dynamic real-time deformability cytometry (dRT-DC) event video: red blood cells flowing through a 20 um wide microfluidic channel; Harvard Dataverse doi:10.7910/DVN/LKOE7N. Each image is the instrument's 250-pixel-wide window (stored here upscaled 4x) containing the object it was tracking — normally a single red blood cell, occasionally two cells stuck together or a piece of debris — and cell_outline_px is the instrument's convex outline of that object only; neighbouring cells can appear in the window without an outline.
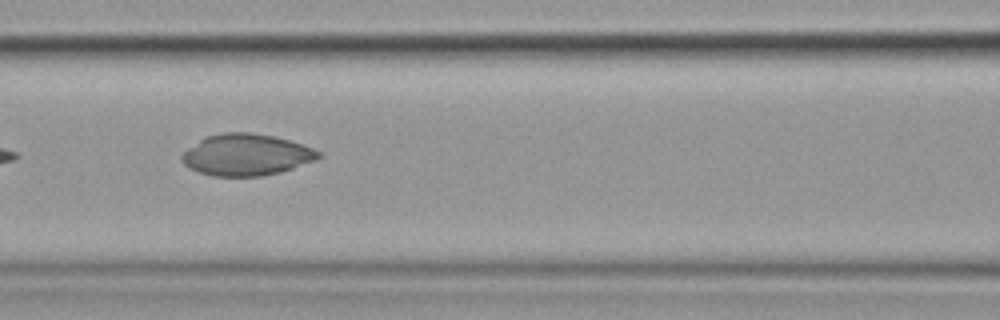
{"species": "common noctule bat (a hibernating species)", "species_latin": "Nyctalus noctula", "temperature_condition": "cold", "stored_images_in_passage": 13, "segment_of_instrument_passage": [1, 2], "camera_frame_rate_fps": 3000, "um_per_image_px": 0.085, "animal": {"sex": "female", "body_mass_g": 19.9}, "frame": {"image": 1, "passage_image": 4, "time_ms": 4.333, "image_size_px": [1000, 320], "cell_outline_px": [[320, 156], [316, 160], [280, 172], [260, 176], [212, 176], [188, 168], [180, 160], [180, 156], [188, 148], [200, 140], [208, 136], [224, 132], [252, 132], [276, 136], [312, 148], [320, 152]], "centroid_in_image_um": [20.91, 13.15], "position_along_channel_um": 145.7, "area_um2": 32.95}}
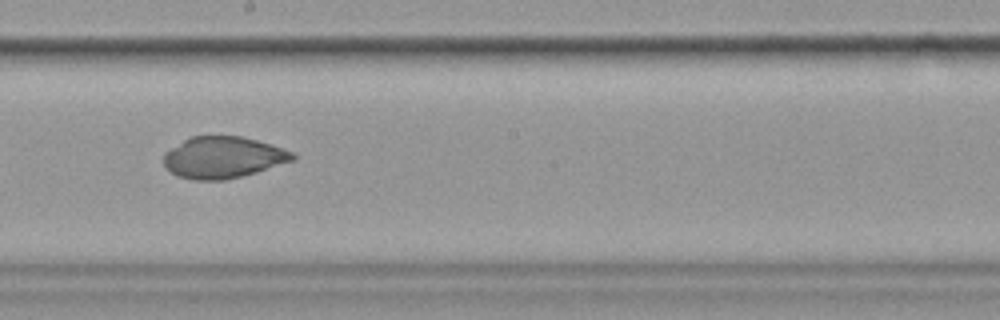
{"frame": {"image": 2, "passage_image": 6, "time_ms": 6.667, "image_size_px": [1000, 320], "cell_outline_px": [[296, 160], [256, 172], [224, 180], [196, 180], [176, 176], [164, 164], [164, 152], [184, 140], [192, 136], [240, 136], [272, 144], [292, 152], [296, 156]], "centroid_in_image_um": [18.97, 13.38], "position_along_channel_um": 229.2, "area_um2": 31.1}}